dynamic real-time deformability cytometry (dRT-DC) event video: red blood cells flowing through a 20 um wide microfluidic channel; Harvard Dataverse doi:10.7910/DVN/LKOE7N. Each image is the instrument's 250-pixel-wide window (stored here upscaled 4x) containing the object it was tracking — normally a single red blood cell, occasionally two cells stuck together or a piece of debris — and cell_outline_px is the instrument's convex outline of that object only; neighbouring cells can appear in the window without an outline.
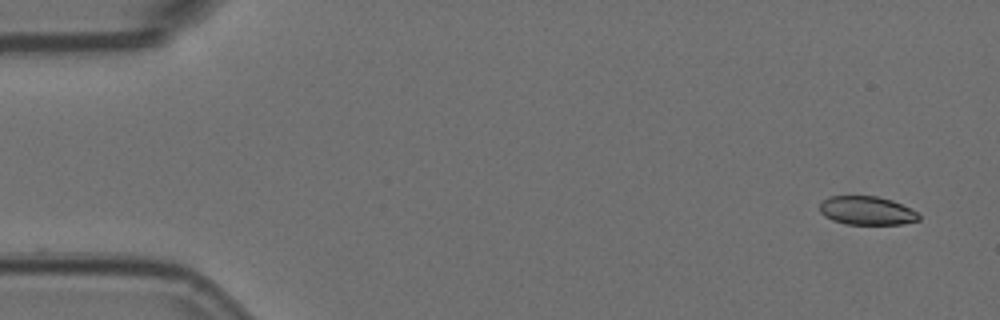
{"species": "Egyptian fruit bat (a non-hibernating species)", "species_latin": "Rousettus aegyptiacus", "temperature_condition": "room temperature", "stored_images_in_passage": 4, "camera_frame_rate_fps": 3000, "um_per_image_px": 0.085, "animal": {"sex": "female"}, "frame": {"image": 1, "passage_image": 1, "time_ms": 0.0, "image_size_px": [1000, 320], "cell_outline_px": [[920, 220], [904, 224], [848, 224], [832, 220], [824, 216], [820, 212], [820, 204], [828, 196], [876, 196], [892, 200], [916, 212], [920, 216]], "centroid_in_image_um": [73.66, 17.9], "position_along_channel_um": 11.3, "area_um2": 16.42}}
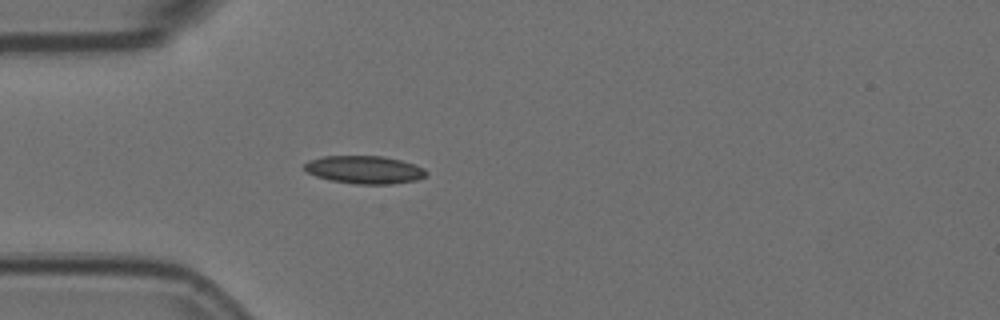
{"frame": {"image": 2, "passage_image": 4, "time_ms": 1.0, "image_size_px": [1000, 320], "cell_outline_px": [[428, 176], [416, 180], [392, 184], [356, 184], [332, 180], [316, 176], [308, 172], [304, 168], [304, 164], [308, 160], [324, 156], [384, 156], [416, 164], [424, 168], [428, 172]], "centroid_in_image_um": [31.03, 14.42], "position_along_channel_um": 54.0, "area_um2": 19.88}}